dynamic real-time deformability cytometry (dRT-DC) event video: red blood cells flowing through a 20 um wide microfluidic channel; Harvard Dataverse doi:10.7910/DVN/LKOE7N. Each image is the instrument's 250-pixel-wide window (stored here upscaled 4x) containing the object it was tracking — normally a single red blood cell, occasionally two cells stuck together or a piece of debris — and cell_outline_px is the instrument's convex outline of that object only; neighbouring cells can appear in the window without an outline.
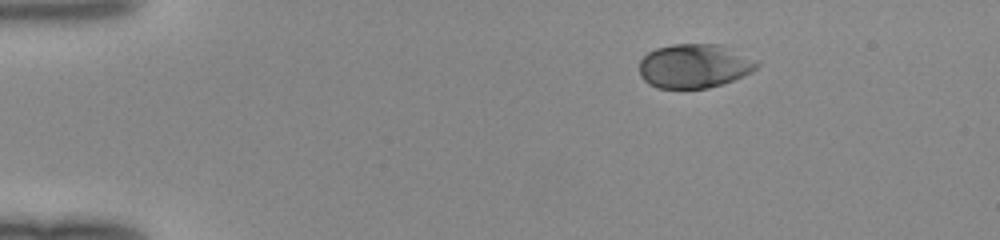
{"species": "human", "species_latin": "Homo sapiens", "temperature_condition": "room temperature", "stored_images_in_passage": 43, "camera_frame_rate_fps": 3000, "um_per_image_px": 0.085, "donor": {"sex": "female"}, "frame": {"image": 1, "passage_image": 1, "time_ms": 0.0, "image_size_px": [1000, 240], "cell_outline_px": [[760, 64], [752, 72], [744, 76], [724, 84], [708, 88], [656, 88], [648, 84], [640, 76], [640, 60], [648, 52], [656, 48], [672, 44], [724, 44], [760, 60]], "centroid_in_image_um": [59.08, 5.6], "position_along_channel_um": 25.9, "area_um2": 30.87}}
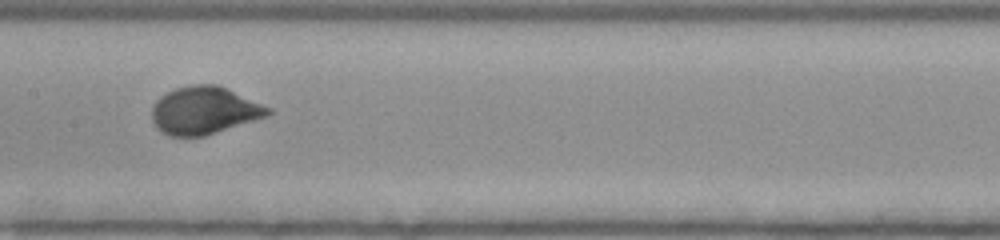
{"frame": {"image": 2, "passage_image": 19, "time_ms": 6.0, "image_size_px": [1000, 240], "cell_outline_px": [[272, 112], [268, 116], [204, 136], [168, 136], [160, 132], [156, 128], [152, 120], [152, 108], [156, 100], [160, 96], [176, 88], [192, 84], [216, 84], [272, 108]], "centroid_in_image_um": [17.34, 9.4], "position_along_channel_um": 190.1, "area_um2": 32.19}}
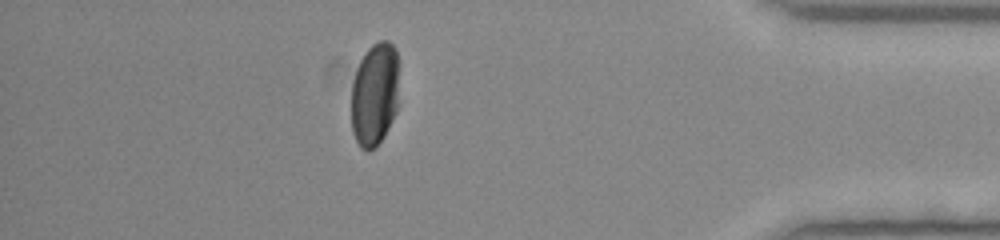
{"frame": {"image": 3, "passage_image": 37, "time_ms": 12.0, "image_size_px": [1000, 240], "cell_outline_px": [[400, 104], [384, 136], [372, 148], [360, 148], [352, 132], [352, 84], [356, 68], [364, 52], [372, 44], [380, 40], [388, 40], [396, 48], [400, 64]], "centroid_in_image_um": [31.91, 7.92], "position_along_channel_um": 403.3, "area_um2": 29.77}}